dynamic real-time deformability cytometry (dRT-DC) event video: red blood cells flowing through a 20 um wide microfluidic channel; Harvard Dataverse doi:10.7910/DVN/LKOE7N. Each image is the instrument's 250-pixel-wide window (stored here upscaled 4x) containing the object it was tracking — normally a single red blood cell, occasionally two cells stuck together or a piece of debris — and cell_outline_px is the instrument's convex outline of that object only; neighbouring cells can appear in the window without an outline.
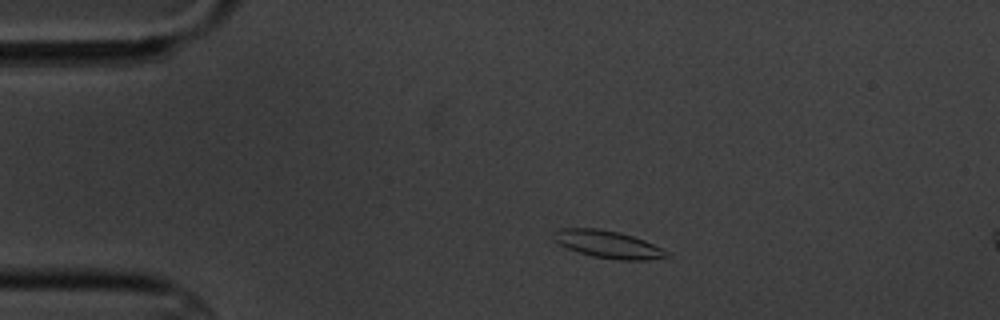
{"species": "common noctule bat (a hibernating species)", "species_latin": "Nyctalus noctula", "temperature_condition": "cold", "stored_images_in_passage": 4, "camera_frame_rate_fps": 3000, "um_per_image_px": 0.085, "animal": {"sex": "male", "body_mass_g": 20.1, "forearm_length_mm": 53.5}, "frame": {"image": 1, "passage_image": 2, "time_ms": 1.333, "image_size_px": [1000, 320], "cell_outline_px": [[672, 256], [648, 260], [616, 260], [592, 256], [568, 248], [560, 244], [552, 236], [552, 232], [560, 228], [596, 228], [620, 232], [644, 240], [660, 248]], "centroid_in_image_um": [51.67, 20.76], "position_along_channel_um": 33.3, "area_um2": 17.92}}